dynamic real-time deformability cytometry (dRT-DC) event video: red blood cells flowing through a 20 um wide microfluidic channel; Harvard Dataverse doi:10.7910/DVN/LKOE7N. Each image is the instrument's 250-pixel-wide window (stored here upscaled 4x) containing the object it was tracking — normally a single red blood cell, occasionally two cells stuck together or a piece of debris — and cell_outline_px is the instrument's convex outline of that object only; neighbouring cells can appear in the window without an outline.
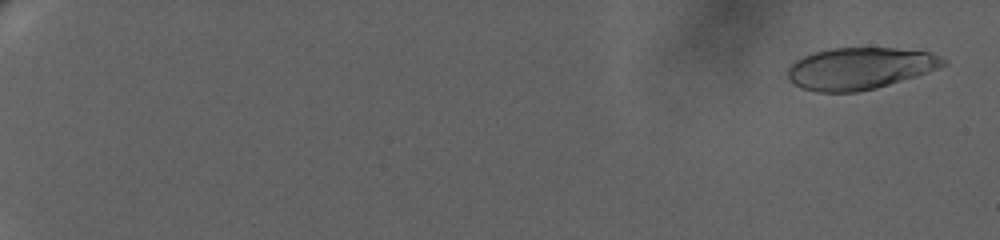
{"species": "human", "species_latin": "Homo sapiens", "temperature_condition": "warm", "stored_images_in_passage": 91, "camera_frame_rate_fps": 3000, "um_per_image_px": 0.085, "donor": {"sex": "female"}, "frame": {"image": 1, "passage_image": 4, "time_ms": 0.667, "image_size_px": [1000, 240], "cell_outline_px": [[948, 64], [928, 72], [916, 76], [876, 88], [860, 92], [816, 92], [800, 88], [788, 80], [788, 68], [796, 60], [804, 56], [816, 52], [832, 48], [896, 48], [932, 52], [948, 60]], "centroid_in_image_um": [73.11, 5.82], "position_along_channel_um": 11.9, "area_um2": 38.09}}
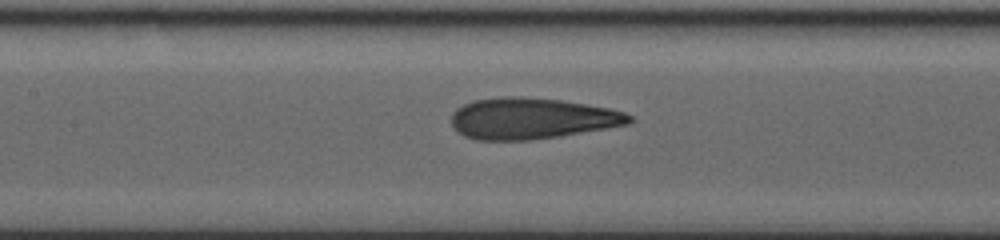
{"frame": {"image": 2, "passage_image": 51, "time_ms": 12.333, "image_size_px": [1000, 240], "cell_outline_px": [[632, 120], [628, 124], [556, 136], [528, 140], [476, 140], [464, 136], [452, 124], [452, 112], [456, 108], [464, 104], [476, 100], [504, 96], [520, 96], [560, 100], [608, 108], [624, 112], [632, 116]], "centroid_in_image_um": [45.15, 10.06], "position_along_channel_um": 162.2, "area_um2": 42.14}}
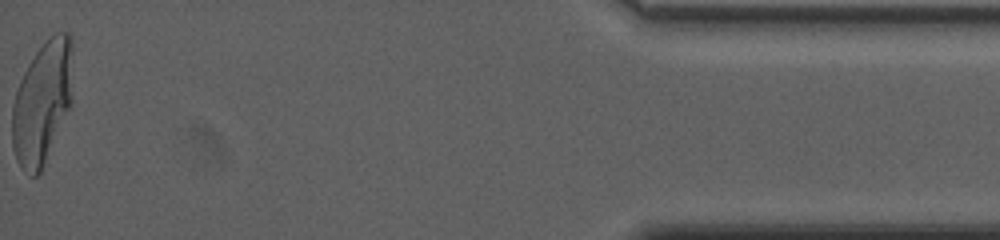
{"frame": {"image": 3, "passage_image": 91, "time_ms": 22.667, "image_size_px": [1000, 240], "cell_outline_px": [[72, 104], [40, 172], [36, 176], [32, 176], [24, 172], [20, 168], [16, 160], [12, 148], [12, 108], [16, 92], [20, 80], [28, 64], [36, 52], [56, 32], [68, 32], [72, 36]], "centroid_in_image_um": [3.6, 8.73], "position_along_channel_um": 431.6, "area_um2": 43.47}, "authors_computed_cell_mechanics": {"area_um2": 41.905, "velocity_mm_per_s": 3.273, "shape_relaxation_time_tau1_ms": 7.8401, "shape_relaxation_time_tau2_ms": 0.8386, "deformation_change_tau1": 0.2713, "deformation_change_tau2": 0.0898}}